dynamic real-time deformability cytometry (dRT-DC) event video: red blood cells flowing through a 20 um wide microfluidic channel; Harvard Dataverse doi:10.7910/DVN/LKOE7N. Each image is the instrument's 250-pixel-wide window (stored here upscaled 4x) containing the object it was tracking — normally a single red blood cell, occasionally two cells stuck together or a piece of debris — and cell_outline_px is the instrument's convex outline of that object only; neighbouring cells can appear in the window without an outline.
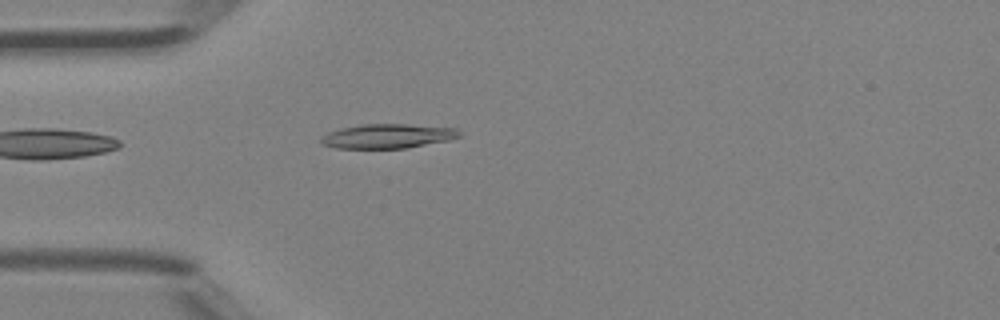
{"species": "Egyptian fruit bat (a non-hibernating species)", "species_latin": "Rousettus aegyptiacus", "temperature_condition": "room temperature", "stored_images_in_passage": 1, "camera_frame_rate_fps": 3000, "um_per_image_px": 0.085, "animal": {"sex": "female"}, "frame": {"image": 1, "passage_image": 1, "time_ms": 0.0, "image_size_px": [1000, 320], "cell_outline_px": [[460, 136], [448, 140], [404, 148], [336, 148], [324, 144], [320, 140], [320, 136], [328, 132], [340, 128], [364, 124], [408, 124], [456, 128], [460, 132]], "centroid_in_image_um": [32.92, 11.56], "position_along_channel_um": 52.1, "area_um2": 19.48}}